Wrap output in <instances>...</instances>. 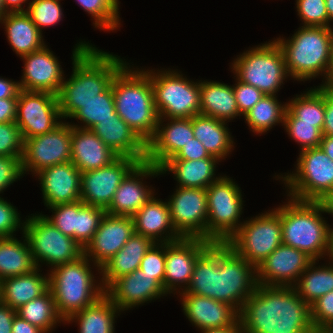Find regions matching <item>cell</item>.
<instances>
[{
    "instance_id": "54",
    "label": "cell",
    "mask_w": 333,
    "mask_h": 333,
    "mask_svg": "<svg viewBox=\"0 0 333 333\" xmlns=\"http://www.w3.org/2000/svg\"><path fill=\"white\" fill-rule=\"evenodd\" d=\"M233 92L241 115H245L265 95L252 85L245 84L236 78Z\"/></svg>"
},
{
    "instance_id": "43",
    "label": "cell",
    "mask_w": 333,
    "mask_h": 333,
    "mask_svg": "<svg viewBox=\"0 0 333 333\" xmlns=\"http://www.w3.org/2000/svg\"><path fill=\"white\" fill-rule=\"evenodd\" d=\"M119 115L116 113L113 90L111 85L96 98L82 105L71 118L82 121L84 126L72 125L73 127L91 129L99 121L106 119H117Z\"/></svg>"
},
{
    "instance_id": "19",
    "label": "cell",
    "mask_w": 333,
    "mask_h": 333,
    "mask_svg": "<svg viewBox=\"0 0 333 333\" xmlns=\"http://www.w3.org/2000/svg\"><path fill=\"white\" fill-rule=\"evenodd\" d=\"M207 239L182 238L166 243L165 275L163 287L167 294L178 285L188 287L197 259L212 245Z\"/></svg>"
},
{
    "instance_id": "24",
    "label": "cell",
    "mask_w": 333,
    "mask_h": 333,
    "mask_svg": "<svg viewBox=\"0 0 333 333\" xmlns=\"http://www.w3.org/2000/svg\"><path fill=\"white\" fill-rule=\"evenodd\" d=\"M105 294L120 311H124L153 299H158L167 293L154 276L137 269L116 279L105 290Z\"/></svg>"
},
{
    "instance_id": "22",
    "label": "cell",
    "mask_w": 333,
    "mask_h": 333,
    "mask_svg": "<svg viewBox=\"0 0 333 333\" xmlns=\"http://www.w3.org/2000/svg\"><path fill=\"white\" fill-rule=\"evenodd\" d=\"M24 72L19 86L24 91L58 94L64 75L58 59L46 45L35 52L21 56Z\"/></svg>"
},
{
    "instance_id": "68",
    "label": "cell",
    "mask_w": 333,
    "mask_h": 333,
    "mask_svg": "<svg viewBox=\"0 0 333 333\" xmlns=\"http://www.w3.org/2000/svg\"><path fill=\"white\" fill-rule=\"evenodd\" d=\"M308 333H333V328H316L312 327Z\"/></svg>"
},
{
    "instance_id": "51",
    "label": "cell",
    "mask_w": 333,
    "mask_h": 333,
    "mask_svg": "<svg viewBox=\"0 0 333 333\" xmlns=\"http://www.w3.org/2000/svg\"><path fill=\"white\" fill-rule=\"evenodd\" d=\"M24 140L16 122L0 123V156H23Z\"/></svg>"
},
{
    "instance_id": "34",
    "label": "cell",
    "mask_w": 333,
    "mask_h": 333,
    "mask_svg": "<svg viewBox=\"0 0 333 333\" xmlns=\"http://www.w3.org/2000/svg\"><path fill=\"white\" fill-rule=\"evenodd\" d=\"M200 114L222 121L241 116L233 86L216 81L200 82Z\"/></svg>"
},
{
    "instance_id": "56",
    "label": "cell",
    "mask_w": 333,
    "mask_h": 333,
    "mask_svg": "<svg viewBox=\"0 0 333 333\" xmlns=\"http://www.w3.org/2000/svg\"><path fill=\"white\" fill-rule=\"evenodd\" d=\"M209 156L203 144L194 137L170 160H199Z\"/></svg>"
},
{
    "instance_id": "48",
    "label": "cell",
    "mask_w": 333,
    "mask_h": 333,
    "mask_svg": "<svg viewBox=\"0 0 333 333\" xmlns=\"http://www.w3.org/2000/svg\"><path fill=\"white\" fill-rule=\"evenodd\" d=\"M84 205L81 200L73 203L58 204L48 207L54 212L52 217L44 216L62 234L76 240V214Z\"/></svg>"
},
{
    "instance_id": "58",
    "label": "cell",
    "mask_w": 333,
    "mask_h": 333,
    "mask_svg": "<svg viewBox=\"0 0 333 333\" xmlns=\"http://www.w3.org/2000/svg\"><path fill=\"white\" fill-rule=\"evenodd\" d=\"M323 135L333 136V93L325 90V115L322 128Z\"/></svg>"
},
{
    "instance_id": "39",
    "label": "cell",
    "mask_w": 333,
    "mask_h": 333,
    "mask_svg": "<svg viewBox=\"0 0 333 333\" xmlns=\"http://www.w3.org/2000/svg\"><path fill=\"white\" fill-rule=\"evenodd\" d=\"M16 315L28 321L45 333H50L55 325L64 321L59 315L52 292L48 289L44 294L20 306Z\"/></svg>"
},
{
    "instance_id": "66",
    "label": "cell",
    "mask_w": 333,
    "mask_h": 333,
    "mask_svg": "<svg viewBox=\"0 0 333 333\" xmlns=\"http://www.w3.org/2000/svg\"><path fill=\"white\" fill-rule=\"evenodd\" d=\"M327 15H328V27H330V21H333V0H325Z\"/></svg>"
},
{
    "instance_id": "67",
    "label": "cell",
    "mask_w": 333,
    "mask_h": 333,
    "mask_svg": "<svg viewBox=\"0 0 333 333\" xmlns=\"http://www.w3.org/2000/svg\"><path fill=\"white\" fill-rule=\"evenodd\" d=\"M333 262V228H330V237H329V251L328 255Z\"/></svg>"
},
{
    "instance_id": "45",
    "label": "cell",
    "mask_w": 333,
    "mask_h": 333,
    "mask_svg": "<svg viewBox=\"0 0 333 333\" xmlns=\"http://www.w3.org/2000/svg\"><path fill=\"white\" fill-rule=\"evenodd\" d=\"M286 132L301 145V151L310 148L320 147L323 133L314 124L299 123L288 109L286 110L284 123Z\"/></svg>"
},
{
    "instance_id": "49",
    "label": "cell",
    "mask_w": 333,
    "mask_h": 333,
    "mask_svg": "<svg viewBox=\"0 0 333 333\" xmlns=\"http://www.w3.org/2000/svg\"><path fill=\"white\" fill-rule=\"evenodd\" d=\"M296 5L303 27H328L325 0H296Z\"/></svg>"
},
{
    "instance_id": "62",
    "label": "cell",
    "mask_w": 333,
    "mask_h": 333,
    "mask_svg": "<svg viewBox=\"0 0 333 333\" xmlns=\"http://www.w3.org/2000/svg\"><path fill=\"white\" fill-rule=\"evenodd\" d=\"M201 333H243L240 320L238 319L233 325L223 328H210L202 330Z\"/></svg>"
},
{
    "instance_id": "31",
    "label": "cell",
    "mask_w": 333,
    "mask_h": 333,
    "mask_svg": "<svg viewBox=\"0 0 333 333\" xmlns=\"http://www.w3.org/2000/svg\"><path fill=\"white\" fill-rule=\"evenodd\" d=\"M36 267L30 273L6 278L1 282V302L17 310L20 306L41 296L49 289V277L38 273Z\"/></svg>"
},
{
    "instance_id": "21",
    "label": "cell",
    "mask_w": 333,
    "mask_h": 333,
    "mask_svg": "<svg viewBox=\"0 0 333 333\" xmlns=\"http://www.w3.org/2000/svg\"><path fill=\"white\" fill-rule=\"evenodd\" d=\"M161 175L160 168L146 161L139 162L123 179L106 213L132 217L154 195L152 189L140 181L144 177Z\"/></svg>"
},
{
    "instance_id": "41",
    "label": "cell",
    "mask_w": 333,
    "mask_h": 333,
    "mask_svg": "<svg viewBox=\"0 0 333 333\" xmlns=\"http://www.w3.org/2000/svg\"><path fill=\"white\" fill-rule=\"evenodd\" d=\"M276 95H264L245 115L251 131L262 134L277 123H284L287 104H280Z\"/></svg>"
},
{
    "instance_id": "27",
    "label": "cell",
    "mask_w": 333,
    "mask_h": 333,
    "mask_svg": "<svg viewBox=\"0 0 333 333\" xmlns=\"http://www.w3.org/2000/svg\"><path fill=\"white\" fill-rule=\"evenodd\" d=\"M118 157L91 129L72 126L71 162L81 173L106 167Z\"/></svg>"
},
{
    "instance_id": "26",
    "label": "cell",
    "mask_w": 333,
    "mask_h": 333,
    "mask_svg": "<svg viewBox=\"0 0 333 333\" xmlns=\"http://www.w3.org/2000/svg\"><path fill=\"white\" fill-rule=\"evenodd\" d=\"M180 294L184 314L201 331L231 326L239 319V312L225 302L192 293Z\"/></svg>"
},
{
    "instance_id": "16",
    "label": "cell",
    "mask_w": 333,
    "mask_h": 333,
    "mask_svg": "<svg viewBox=\"0 0 333 333\" xmlns=\"http://www.w3.org/2000/svg\"><path fill=\"white\" fill-rule=\"evenodd\" d=\"M172 224L182 238L207 239V190L178 187L168 201Z\"/></svg>"
},
{
    "instance_id": "5",
    "label": "cell",
    "mask_w": 333,
    "mask_h": 333,
    "mask_svg": "<svg viewBox=\"0 0 333 333\" xmlns=\"http://www.w3.org/2000/svg\"><path fill=\"white\" fill-rule=\"evenodd\" d=\"M283 51L291 78L307 81L328 75L333 42L332 27H300L291 39L275 40ZM324 75H323V74Z\"/></svg>"
},
{
    "instance_id": "69",
    "label": "cell",
    "mask_w": 333,
    "mask_h": 333,
    "mask_svg": "<svg viewBox=\"0 0 333 333\" xmlns=\"http://www.w3.org/2000/svg\"><path fill=\"white\" fill-rule=\"evenodd\" d=\"M325 203L328 207L329 214L333 215V195Z\"/></svg>"
},
{
    "instance_id": "44",
    "label": "cell",
    "mask_w": 333,
    "mask_h": 333,
    "mask_svg": "<svg viewBox=\"0 0 333 333\" xmlns=\"http://www.w3.org/2000/svg\"><path fill=\"white\" fill-rule=\"evenodd\" d=\"M94 18L97 28L116 30L120 25L118 0H76Z\"/></svg>"
},
{
    "instance_id": "60",
    "label": "cell",
    "mask_w": 333,
    "mask_h": 333,
    "mask_svg": "<svg viewBox=\"0 0 333 333\" xmlns=\"http://www.w3.org/2000/svg\"><path fill=\"white\" fill-rule=\"evenodd\" d=\"M20 90L19 82L0 78V99L18 98Z\"/></svg>"
},
{
    "instance_id": "2",
    "label": "cell",
    "mask_w": 333,
    "mask_h": 333,
    "mask_svg": "<svg viewBox=\"0 0 333 333\" xmlns=\"http://www.w3.org/2000/svg\"><path fill=\"white\" fill-rule=\"evenodd\" d=\"M73 73L57 94L62 118H71L82 105L103 93L126 64L120 57L79 42L73 51Z\"/></svg>"
},
{
    "instance_id": "50",
    "label": "cell",
    "mask_w": 333,
    "mask_h": 333,
    "mask_svg": "<svg viewBox=\"0 0 333 333\" xmlns=\"http://www.w3.org/2000/svg\"><path fill=\"white\" fill-rule=\"evenodd\" d=\"M165 259L166 243H154L141 260L139 269L150 276H154L163 286Z\"/></svg>"
},
{
    "instance_id": "70",
    "label": "cell",
    "mask_w": 333,
    "mask_h": 333,
    "mask_svg": "<svg viewBox=\"0 0 333 333\" xmlns=\"http://www.w3.org/2000/svg\"><path fill=\"white\" fill-rule=\"evenodd\" d=\"M7 13L5 12L3 8L2 1L0 0V20L6 15Z\"/></svg>"
},
{
    "instance_id": "20",
    "label": "cell",
    "mask_w": 333,
    "mask_h": 333,
    "mask_svg": "<svg viewBox=\"0 0 333 333\" xmlns=\"http://www.w3.org/2000/svg\"><path fill=\"white\" fill-rule=\"evenodd\" d=\"M135 233L134 221L130 216L105 213L92 240L84 248V255L101 267L119 252ZM92 256V258H91Z\"/></svg>"
},
{
    "instance_id": "6",
    "label": "cell",
    "mask_w": 333,
    "mask_h": 333,
    "mask_svg": "<svg viewBox=\"0 0 333 333\" xmlns=\"http://www.w3.org/2000/svg\"><path fill=\"white\" fill-rule=\"evenodd\" d=\"M89 261L84 255L74 262L53 267L48 275L49 289L64 322L105 294L101 283L95 285Z\"/></svg>"
},
{
    "instance_id": "36",
    "label": "cell",
    "mask_w": 333,
    "mask_h": 333,
    "mask_svg": "<svg viewBox=\"0 0 333 333\" xmlns=\"http://www.w3.org/2000/svg\"><path fill=\"white\" fill-rule=\"evenodd\" d=\"M121 312L104 294L95 303L71 315L66 322L78 321L80 333H114L115 316Z\"/></svg>"
},
{
    "instance_id": "18",
    "label": "cell",
    "mask_w": 333,
    "mask_h": 333,
    "mask_svg": "<svg viewBox=\"0 0 333 333\" xmlns=\"http://www.w3.org/2000/svg\"><path fill=\"white\" fill-rule=\"evenodd\" d=\"M312 261L305 252L282 243L256 268L257 284L293 287Z\"/></svg>"
},
{
    "instance_id": "1",
    "label": "cell",
    "mask_w": 333,
    "mask_h": 333,
    "mask_svg": "<svg viewBox=\"0 0 333 333\" xmlns=\"http://www.w3.org/2000/svg\"><path fill=\"white\" fill-rule=\"evenodd\" d=\"M243 333H308L310 306L294 287L257 284L239 312Z\"/></svg>"
},
{
    "instance_id": "9",
    "label": "cell",
    "mask_w": 333,
    "mask_h": 333,
    "mask_svg": "<svg viewBox=\"0 0 333 333\" xmlns=\"http://www.w3.org/2000/svg\"><path fill=\"white\" fill-rule=\"evenodd\" d=\"M296 172L280 176L288 196L303 201L326 202L333 195V160L321 147L300 151Z\"/></svg>"
},
{
    "instance_id": "42",
    "label": "cell",
    "mask_w": 333,
    "mask_h": 333,
    "mask_svg": "<svg viewBox=\"0 0 333 333\" xmlns=\"http://www.w3.org/2000/svg\"><path fill=\"white\" fill-rule=\"evenodd\" d=\"M215 283V243H213L196 261L188 287L183 286L182 293L205 296L213 299Z\"/></svg>"
},
{
    "instance_id": "38",
    "label": "cell",
    "mask_w": 333,
    "mask_h": 333,
    "mask_svg": "<svg viewBox=\"0 0 333 333\" xmlns=\"http://www.w3.org/2000/svg\"><path fill=\"white\" fill-rule=\"evenodd\" d=\"M317 260H313L301 274L294 289L297 294L311 306L326 293L333 290V262L330 266L317 267Z\"/></svg>"
},
{
    "instance_id": "63",
    "label": "cell",
    "mask_w": 333,
    "mask_h": 333,
    "mask_svg": "<svg viewBox=\"0 0 333 333\" xmlns=\"http://www.w3.org/2000/svg\"><path fill=\"white\" fill-rule=\"evenodd\" d=\"M1 1L6 13L26 12V9H23L22 4L25 3L27 0H1Z\"/></svg>"
},
{
    "instance_id": "28",
    "label": "cell",
    "mask_w": 333,
    "mask_h": 333,
    "mask_svg": "<svg viewBox=\"0 0 333 333\" xmlns=\"http://www.w3.org/2000/svg\"><path fill=\"white\" fill-rule=\"evenodd\" d=\"M91 130L119 157L146 160L147 144L121 117L99 121Z\"/></svg>"
},
{
    "instance_id": "71",
    "label": "cell",
    "mask_w": 333,
    "mask_h": 333,
    "mask_svg": "<svg viewBox=\"0 0 333 333\" xmlns=\"http://www.w3.org/2000/svg\"><path fill=\"white\" fill-rule=\"evenodd\" d=\"M0 302H1V282H0Z\"/></svg>"
},
{
    "instance_id": "46",
    "label": "cell",
    "mask_w": 333,
    "mask_h": 333,
    "mask_svg": "<svg viewBox=\"0 0 333 333\" xmlns=\"http://www.w3.org/2000/svg\"><path fill=\"white\" fill-rule=\"evenodd\" d=\"M105 213L102 207L85 204L76 214V241L83 248L92 240Z\"/></svg>"
},
{
    "instance_id": "55",
    "label": "cell",
    "mask_w": 333,
    "mask_h": 333,
    "mask_svg": "<svg viewBox=\"0 0 333 333\" xmlns=\"http://www.w3.org/2000/svg\"><path fill=\"white\" fill-rule=\"evenodd\" d=\"M24 174L22 156H0V194Z\"/></svg>"
},
{
    "instance_id": "53",
    "label": "cell",
    "mask_w": 333,
    "mask_h": 333,
    "mask_svg": "<svg viewBox=\"0 0 333 333\" xmlns=\"http://www.w3.org/2000/svg\"><path fill=\"white\" fill-rule=\"evenodd\" d=\"M17 209L0 197V238L14 237L13 233L19 229L23 232V224ZM21 222V223H20ZM22 224V227H21Z\"/></svg>"
},
{
    "instance_id": "47",
    "label": "cell",
    "mask_w": 333,
    "mask_h": 333,
    "mask_svg": "<svg viewBox=\"0 0 333 333\" xmlns=\"http://www.w3.org/2000/svg\"><path fill=\"white\" fill-rule=\"evenodd\" d=\"M26 13L41 32L42 27L60 22L63 15L59 0H32Z\"/></svg>"
},
{
    "instance_id": "57",
    "label": "cell",
    "mask_w": 333,
    "mask_h": 333,
    "mask_svg": "<svg viewBox=\"0 0 333 333\" xmlns=\"http://www.w3.org/2000/svg\"><path fill=\"white\" fill-rule=\"evenodd\" d=\"M18 98L0 99V123L15 122Z\"/></svg>"
},
{
    "instance_id": "29",
    "label": "cell",
    "mask_w": 333,
    "mask_h": 333,
    "mask_svg": "<svg viewBox=\"0 0 333 333\" xmlns=\"http://www.w3.org/2000/svg\"><path fill=\"white\" fill-rule=\"evenodd\" d=\"M132 218L135 233L148 237L154 243H171L182 239L174 229L170 207L166 201L153 196Z\"/></svg>"
},
{
    "instance_id": "15",
    "label": "cell",
    "mask_w": 333,
    "mask_h": 333,
    "mask_svg": "<svg viewBox=\"0 0 333 333\" xmlns=\"http://www.w3.org/2000/svg\"><path fill=\"white\" fill-rule=\"evenodd\" d=\"M71 123L62 122L53 131L24 140L23 173L35 174L56 164L71 161Z\"/></svg>"
},
{
    "instance_id": "37",
    "label": "cell",
    "mask_w": 333,
    "mask_h": 333,
    "mask_svg": "<svg viewBox=\"0 0 333 333\" xmlns=\"http://www.w3.org/2000/svg\"><path fill=\"white\" fill-rule=\"evenodd\" d=\"M36 268L27 238H0V281L30 273Z\"/></svg>"
},
{
    "instance_id": "61",
    "label": "cell",
    "mask_w": 333,
    "mask_h": 333,
    "mask_svg": "<svg viewBox=\"0 0 333 333\" xmlns=\"http://www.w3.org/2000/svg\"><path fill=\"white\" fill-rule=\"evenodd\" d=\"M12 333H45L40 328L15 315L12 323Z\"/></svg>"
},
{
    "instance_id": "33",
    "label": "cell",
    "mask_w": 333,
    "mask_h": 333,
    "mask_svg": "<svg viewBox=\"0 0 333 333\" xmlns=\"http://www.w3.org/2000/svg\"><path fill=\"white\" fill-rule=\"evenodd\" d=\"M218 161L211 155L199 160H168L160 167V172H172L179 187L206 189L219 178H214Z\"/></svg>"
},
{
    "instance_id": "40",
    "label": "cell",
    "mask_w": 333,
    "mask_h": 333,
    "mask_svg": "<svg viewBox=\"0 0 333 333\" xmlns=\"http://www.w3.org/2000/svg\"><path fill=\"white\" fill-rule=\"evenodd\" d=\"M287 109L299 119V123L314 124L322 131L325 115V89L310 88L287 103Z\"/></svg>"
},
{
    "instance_id": "35",
    "label": "cell",
    "mask_w": 333,
    "mask_h": 333,
    "mask_svg": "<svg viewBox=\"0 0 333 333\" xmlns=\"http://www.w3.org/2000/svg\"><path fill=\"white\" fill-rule=\"evenodd\" d=\"M226 121L198 114L192 117L194 137L199 140L205 150L218 160L229 155L233 148V140Z\"/></svg>"
},
{
    "instance_id": "3",
    "label": "cell",
    "mask_w": 333,
    "mask_h": 333,
    "mask_svg": "<svg viewBox=\"0 0 333 333\" xmlns=\"http://www.w3.org/2000/svg\"><path fill=\"white\" fill-rule=\"evenodd\" d=\"M126 63L114 76L113 90L116 113L147 144L154 136L158 113L150 76L145 70H132Z\"/></svg>"
},
{
    "instance_id": "7",
    "label": "cell",
    "mask_w": 333,
    "mask_h": 333,
    "mask_svg": "<svg viewBox=\"0 0 333 333\" xmlns=\"http://www.w3.org/2000/svg\"><path fill=\"white\" fill-rule=\"evenodd\" d=\"M256 268L227 244L215 243V283L213 299L241 311L257 286Z\"/></svg>"
},
{
    "instance_id": "23",
    "label": "cell",
    "mask_w": 333,
    "mask_h": 333,
    "mask_svg": "<svg viewBox=\"0 0 333 333\" xmlns=\"http://www.w3.org/2000/svg\"><path fill=\"white\" fill-rule=\"evenodd\" d=\"M163 120V118L158 119L156 132L147 143L145 160L158 168L173 158L194 138L192 118H168L169 122L164 125Z\"/></svg>"
},
{
    "instance_id": "25",
    "label": "cell",
    "mask_w": 333,
    "mask_h": 333,
    "mask_svg": "<svg viewBox=\"0 0 333 333\" xmlns=\"http://www.w3.org/2000/svg\"><path fill=\"white\" fill-rule=\"evenodd\" d=\"M36 175L47 207L81 200V172L71 161L50 166Z\"/></svg>"
},
{
    "instance_id": "4",
    "label": "cell",
    "mask_w": 333,
    "mask_h": 333,
    "mask_svg": "<svg viewBox=\"0 0 333 333\" xmlns=\"http://www.w3.org/2000/svg\"><path fill=\"white\" fill-rule=\"evenodd\" d=\"M289 199L281 206L282 243L319 262L329 251L330 225L321 215L329 213L328 207L325 202Z\"/></svg>"
},
{
    "instance_id": "8",
    "label": "cell",
    "mask_w": 333,
    "mask_h": 333,
    "mask_svg": "<svg viewBox=\"0 0 333 333\" xmlns=\"http://www.w3.org/2000/svg\"><path fill=\"white\" fill-rule=\"evenodd\" d=\"M232 64L239 81L254 86L265 95H276L289 76L283 51L275 40L242 53Z\"/></svg>"
},
{
    "instance_id": "65",
    "label": "cell",
    "mask_w": 333,
    "mask_h": 333,
    "mask_svg": "<svg viewBox=\"0 0 333 333\" xmlns=\"http://www.w3.org/2000/svg\"><path fill=\"white\" fill-rule=\"evenodd\" d=\"M320 147L323 149L325 154L333 160V136L323 135Z\"/></svg>"
},
{
    "instance_id": "12",
    "label": "cell",
    "mask_w": 333,
    "mask_h": 333,
    "mask_svg": "<svg viewBox=\"0 0 333 333\" xmlns=\"http://www.w3.org/2000/svg\"><path fill=\"white\" fill-rule=\"evenodd\" d=\"M207 240L226 243L240 228L243 198L235 182L227 176L219 178L207 188Z\"/></svg>"
},
{
    "instance_id": "64",
    "label": "cell",
    "mask_w": 333,
    "mask_h": 333,
    "mask_svg": "<svg viewBox=\"0 0 333 333\" xmlns=\"http://www.w3.org/2000/svg\"><path fill=\"white\" fill-rule=\"evenodd\" d=\"M320 86L324 88L327 92L333 93V42L331 47V62L328 70V75L326 77V81H324V83Z\"/></svg>"
},
{
    "instance_id": "11",
    "label": "cell",
    "mask_w": 333,
    "mask_h": 333,
    "mask_svg": "<svg viewBox=\"0 0 333 333\" xmlns=\"http://www.w3.org/2000/svg\"><path fill=\"white\" fill-rule=\"evenodd\" d=\"M225 244L257 268L282 244L281 206L244 221Z\"/></svg>"
},
{
    "instance_id": "32",
    "label": "cell",
    "mask_w": 333,
    "mask_h": 333,
    "mask_svg": "<svg viewBox=\"0 0 333 333\" xmlns=\"http://www.w3.org/2000/svg\"><path fill=\"white\" fill-rule=\"evenodd\" d=\"M0 23H4L8 42L20 57L38 51L46 45L42 32L26 12L7 13Z\"/></svg>"
},
{
    "instance_id": "52",
    "label": "cell",
    "mask_w": 333,
    "mask_h": 333,
    "mask_svg": "<svg viewBox=\"0 0 333 333\" xmlns=\"http://www.w3.org/2000/svg\"><path fill=\"white\" fill-rule=\"evenodd\" d=\"M311 323L316 328H333V290L311 306Z\"/></svg>"
},
{
    "instance_id": "30",
    "label": "cell",
    "mask_w": 333,
    "mask_h": 333,
    "mask_svg": "<svg viewBox=\"0 0 333 333\" xmlns=\"http://www.w3.org/2000/svg\"><path fill=\"white\" fill-rule=\"evenodd\" d=\"M154 242L143 235L134 233L123 248L109 259L100 270V283L106 290L116 279L139 269L140 262Z\"/></svg>"
},
{
    "instance_id": "13",
    "label": "cell",
    "mask_w": 333,
    "mask_h": 333,
    "mask_svg": "<svg viewBox=\"0 0 333 333\" xmlns=\"http://www.w3.org/2000/svg\"><path fill=\"white\" fill-rule=\"evenodd\" d=\"M36 267L46 262L53 267L74 262L84 256V248L73 238L62 234L42 214L28 216L23 224Z\"/></svg>"
},
{
    "instance_id": "10",
    "label": "cell",
    "mask_w": 333,
    "mask_h": 333,
    "mask_svg": "<svg viewBox=\"0 0 333 333\" xmlns=\"http://www.w3.org/2000/svg\"><path fill=\"white\" fill-rule=\"evenodd\" d=\"M145 72L150 76L159 118H192L200 114V82H190L169 69Z\"/></svg>"
},
{
    "instance_id": "59",
    "label": "cell",
    "mask_w": 333,
    "mask_h": 333,
    "mask_svg": "<svg viewBox=\"0 0 333 333\" xmlns=\"http://www.w3.org/2000/svg\"><path fill=\"white\" fill-rule=\"evenodd\" d=\"M16 310L0 302V333H12V323Z\"/></svg>"
},
{
    "instance_id": "17",
    "label": "cell",
    "mask_w": 333,
    "mask_h": 333,
    "mask_svg": "<svg viewBox=\"0 0 333 333\" xmlns=\"http://www.w3.org/2000/svg\"><path fill=\"white\" fill-rule=\"evenodd\" d=\"M139 163L130 157H118L110 165L81 173V201L106 209L126 175Z\"/></svg>"
},
{
    "instance_id": "14",
    "label": "cell",
    "mask_w": 333,
    "mask_h": 333,
    "mask_svg": "<svg viewBox=\"0 0 333 333\" xmlns=\"http://www.w3.org/2000/svg\"><path fill=\"white\" fill-rule=\"evenodd\" d=\"M57 95L50 92L18 93L16 124L23 140L53 131L62 121Z\"/></svg>"
}]
</instances>
